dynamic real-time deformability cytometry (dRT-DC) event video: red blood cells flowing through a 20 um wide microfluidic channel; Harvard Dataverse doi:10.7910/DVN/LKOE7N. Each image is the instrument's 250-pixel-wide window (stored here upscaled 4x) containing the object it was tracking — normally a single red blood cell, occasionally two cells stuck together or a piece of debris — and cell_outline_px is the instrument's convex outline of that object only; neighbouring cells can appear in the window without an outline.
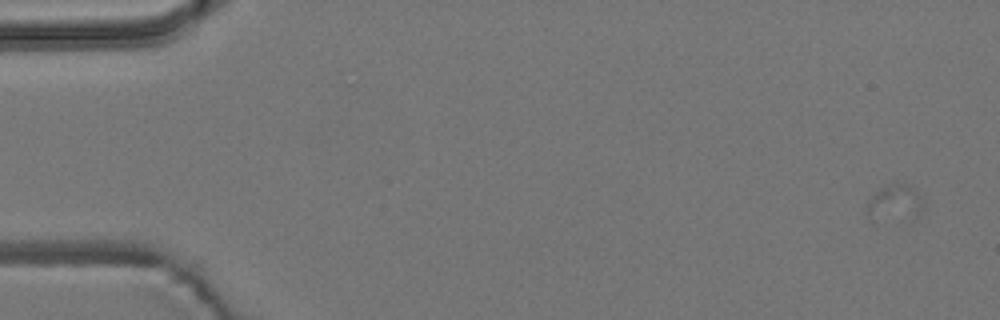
{"species": "common noctule bat (a hibernating species)", "species_latin": "Nyctalus noctula", "temperature_condition": "room temperature", "stored_images_in_passage": 4, "camera_frame_rate_fps": 3000, "um_per_image_px": 0.085, "animal": {"sex": "male", "body_mass_g": 19.2, "forearm_length_mm": 51.8}, "frame": {"image": 1, "passage_image": 1, "time_ms": 0.0, "image_size_px": [1000, 320], "cell_outline_px": [[924, 208], [912, 220], [868, 212], [868, 200], [880, 188], [892, 180], [908, 184], [924, 200]], "centroid_in_image_um": [76.2, 17.1], "position_along_channel_um": 8.8, "area_um2": 11.21}}